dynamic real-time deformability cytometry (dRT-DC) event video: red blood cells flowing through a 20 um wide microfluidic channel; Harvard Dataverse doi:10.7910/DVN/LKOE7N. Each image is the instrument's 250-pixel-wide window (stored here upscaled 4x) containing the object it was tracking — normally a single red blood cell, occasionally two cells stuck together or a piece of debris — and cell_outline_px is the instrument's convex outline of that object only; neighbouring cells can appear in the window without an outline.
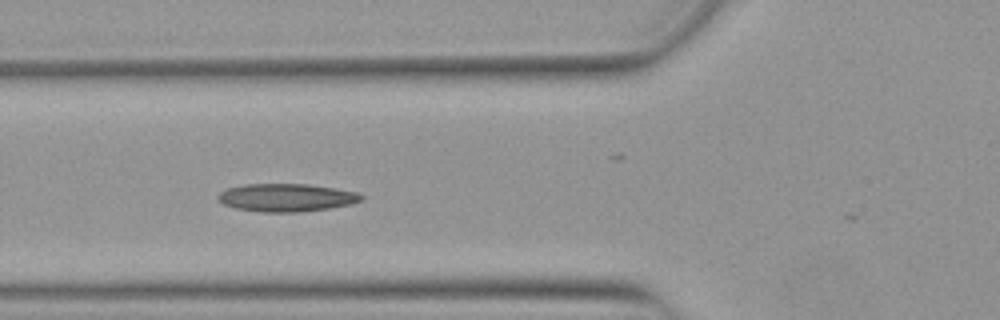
{"species": "Egyptian fruit bat (a non-hibernating species)", "species_latin": "Rousettus aegyptiacus", "temperature_condition": "warm", "stored_images_in_passage": 29, "camera_frame_rate_fps": 3000, "um_per_image_px": 0.085, "animal": {"sex": "female"}, "frame": {"image": 1, "passage_image": 2, "time_ms": 0.333, "image_size_px": [1000, 320], "cell_outline_px": [[364, 200], [352, 204], [328, 208], [296, 212], [260, 212], [236, 208], [224, 204], [216, 196], [220, 192], [228, 188], [244, 184], [308, 184], [356, 192], [364, 196]], "centroid_in_image_um": [24.35, 16.79], "position_along_channel_um": 101.5, "area_um2": 23.18}}
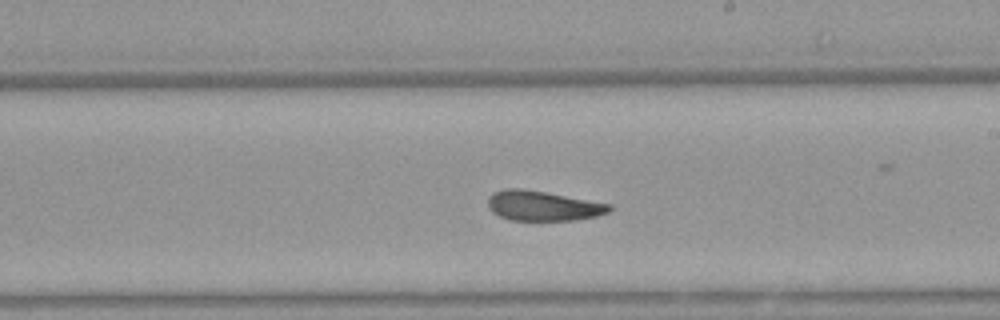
{"frame": {"image": 2, "passage_image": 13, "time_ms": 4.0, "image_size_px": [1000, 320], "cell_outline_px": [[612, 208], [608, 212], [596, 216], [576, 220], [512, 220], [500, 216], [492, 212], [488, 208], [488, 196], [492, 192], [504, 188], [520, 188], [548, 192], [612, 204]], "centroid_in_image_um": [46.13, 17.48], "position_along_channel_um": 242.9, "area_um2": 21.39}}
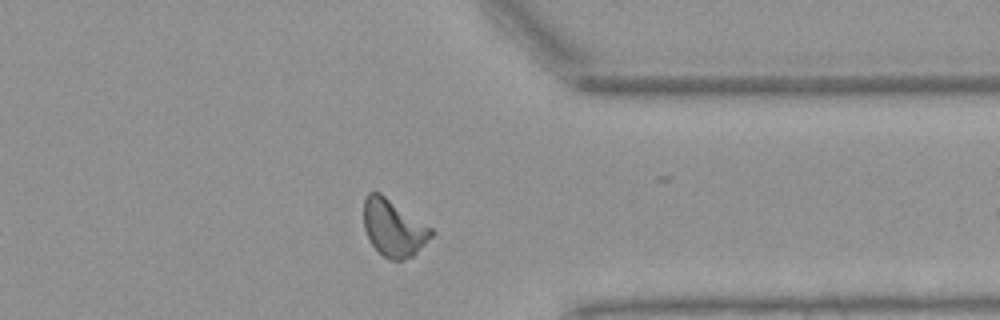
{"frame": {"image": 3, "passage_image": 24, "time_ms": 7.667, "image_size_px": [1000, 320], "cell_outline_px": [[432, 236], [412, 256], [400, 260], [388, 260], [372, 244], [364, 228], [364, 200], [368, 192], [380, 192], [432, 228]], "centroid_in_image_um": [33.43, 19.36], "position_along_channel_um": 378.0, "area_um2": 22.02}, "authors_computed_cell_mechanics": {"area_um2": 21.6172, "velocity_mm_per_s": 3.8628, "shape_relaxation_time_tau1_ms": 11.1652, "shape_relaxation_time_tau2_ms": 3.2959, "deformation_change_tau1": 0.2282, "deformation_change_tau2": 0.0796}}